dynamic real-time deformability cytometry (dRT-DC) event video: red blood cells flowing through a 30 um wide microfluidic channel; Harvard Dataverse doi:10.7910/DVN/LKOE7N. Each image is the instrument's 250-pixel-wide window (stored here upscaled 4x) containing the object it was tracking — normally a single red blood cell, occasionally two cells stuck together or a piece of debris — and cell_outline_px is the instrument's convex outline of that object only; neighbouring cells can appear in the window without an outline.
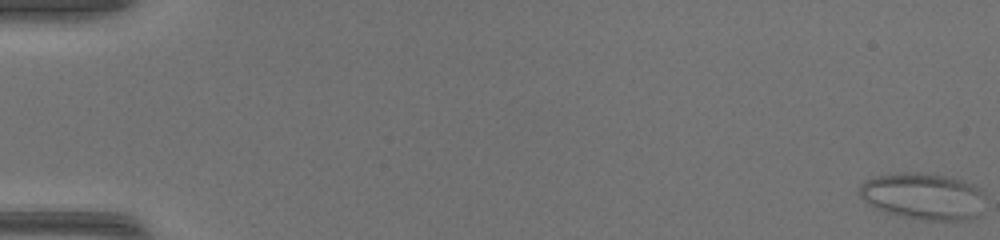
{"species": "common noctule bat (a hibernating species)", "species_latin": "Nyctalus noctula", "temperature_condition": "warm", "stored_images_in_passage": 49, "camera_frame_rate_fps": 3000, "um_per_image_px": 0.085, "animal": {"sex": "female", "body_mass_g": 17.0, "forearm_length_mm": 48.0}, "frame": {"image": 1, "passage_image": 1, "time_ms": 0.0, "image_size_px": [1000, 240], "cell_outline_px": [[984, 196], [976, 216], [964, 220], [920, 220], [900, 216], [888, 212], [872, 204], [860, 196], [860, 188], [864, 180], [872, 176], [896, 172], [920, 172], [944, 176], [964, 180], [976, 184], [984, 192]], "centroid_in_image_um": [78.48, 16.65], "position_along_channel_um": 6.5, "area_um2": 34.04}}
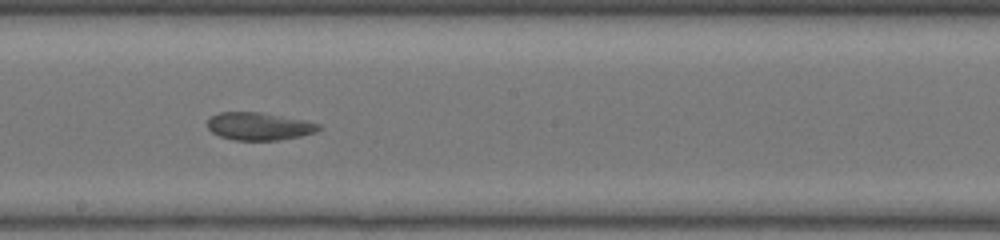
{"frame": {"image": 2, "passage_image": 29, "time_ms": 9.333, "image_size_px": [1000, 240], "cell_outline_px": [[324, 128], [316, 132], [300, 136], [280, 140], [232, 140], [220, 136], [212, 132], [208, 128], [208, 120], [212, 116], [220, 112], [260, 112], [304, 120], [320, 124]], "centroid_in_image_um": [22.05, 10.74], "position_along_channel_um": 226.2, "area_um2": 17.98}}
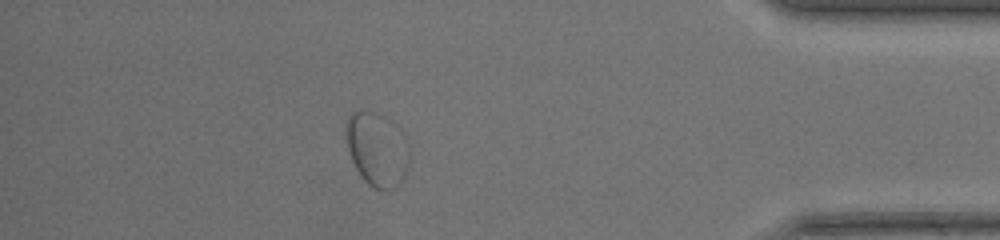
{"frame": {"image": 3, "passage_image": 44, "time_ms": 14.333, "image_size_px": [1000, 240], "cell_outline_px": [[408, 168], [404, 180], [396, 188], [388, 192], [384, 192], [372, 188], [360, 176], [352, 160], [348, 148], [344, 132], [344, 120], [356, 108], [360, 108], [384, 116], [392, 120], [400, 128], [408, 148]], "centroid_in_image_um": [32.03, 12.68], "position_along_channel_um": 403.2, "area_um2": 28.26}, "authors_computed_cell_mechanics": {"area_um2": 23.5246, "velocity_mm_per_s": 4.3086, "shape_relaxation_time_tau1_ms": null, "shape_relaxation_time_tau2_ms": 1.4299, "deformation_change_tau1": null, "deformation_change_tau2": 0.0642}}